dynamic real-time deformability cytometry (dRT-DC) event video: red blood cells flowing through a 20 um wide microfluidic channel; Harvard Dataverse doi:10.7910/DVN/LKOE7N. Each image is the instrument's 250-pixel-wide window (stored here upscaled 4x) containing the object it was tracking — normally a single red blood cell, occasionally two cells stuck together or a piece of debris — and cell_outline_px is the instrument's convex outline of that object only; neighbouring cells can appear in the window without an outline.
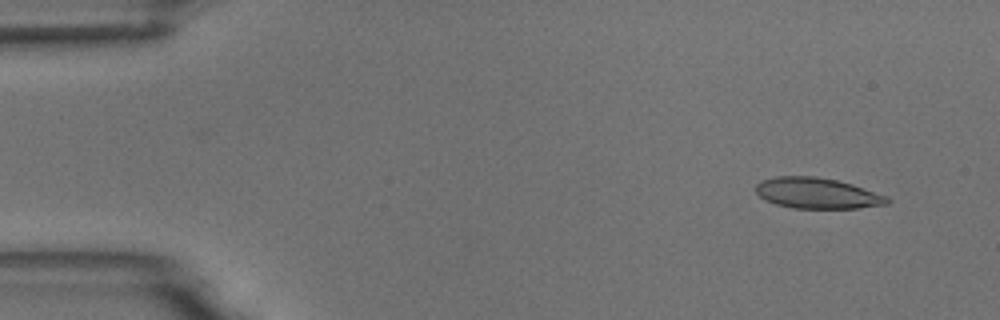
{"species": "common noctule bat (a hibernating species)", "species_latin": "Nyctalus noctula", "temperature_condition": "room temperature", "stored_images_in_passage": 5, "camera_frame_rate_fps": 3000, "um_per_image_px": 0.085, "animal": {"sex": "male", "body_mass_g": 18.8}, "frame": {"image": 1, "passage_image": 1, "time_ms": 0.0, "image_size_px": [1000, 320], "cell_outline_px": [[892, 200], [888, 204], [856, 208], [792, 208], [776, 204], [764, 200], [756, 192], [756, 184], [760, 180], [776, 176], [816, 176], [836, 180], [852, 184], [888, 196]], "centroid_in_image_um": [69.46, 16.42], "position_along_channel_um": 15.5, "area_um2": 23.7}}
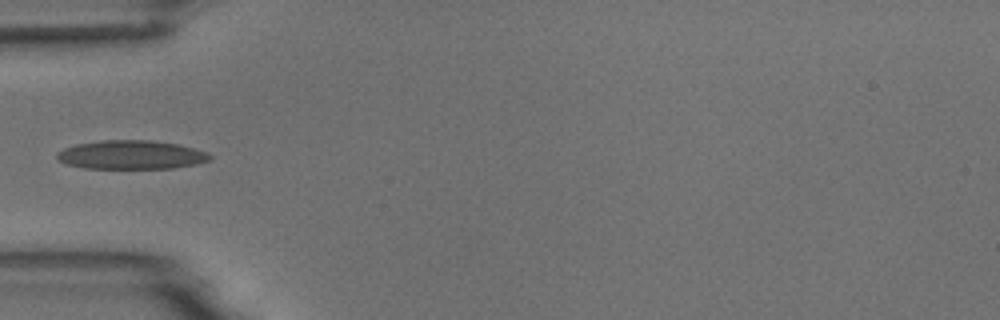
{"frame": {"image": 2, "passage_image": 4, "time_ms": 4.333, "image_size_px": [1000, 320], "cell_outline_px": [[212, 160], [196, 164], [172, 168], [84, 168], [68, 164], [60, 160], [56, 156], [56, 152], [64, 148], [76, 144], [100, 140], [152, 140], [180, 144], [208, 152], [212, 156]], "centroid_in_image_um": [11.19, 13.15], "position_along_channel_um": 73.8, "area_um2": 25.78}}